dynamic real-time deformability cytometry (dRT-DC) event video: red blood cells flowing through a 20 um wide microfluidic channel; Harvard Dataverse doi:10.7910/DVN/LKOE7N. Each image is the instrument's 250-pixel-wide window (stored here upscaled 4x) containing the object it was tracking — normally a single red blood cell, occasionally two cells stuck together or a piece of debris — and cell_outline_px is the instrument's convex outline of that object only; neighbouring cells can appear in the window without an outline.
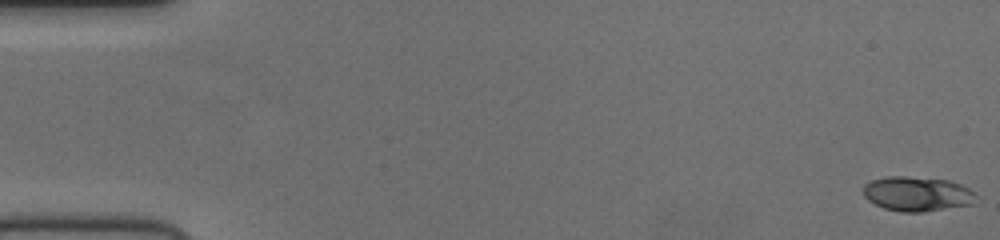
{"species": "human", "species_latin": "Homo sapiens", "temperature_condition": "cold", "stored_images_in_passage": 53, "camera_frame_rate_fps": 3000, "um_per_image_px": 0.085, "donor": {"sex": "female"}, "frame": {"image": 1, "passage_image": 1, "time_ms": 0.0, "image_size_px": [1000, 240], "cell_outline_px": [[976, 204], [920, 212], [900, 212], [884, 208], [868, 200], [864, 196], [864, 184], [872, 180], [888, 176], [908, 176], [948, 180], [960, 184], [968, 188], [976, 196]], "centroid_in_image_um": [77.97, 16.48], "position_along_channel_um": 7.0, "area_um2": 22.77}}
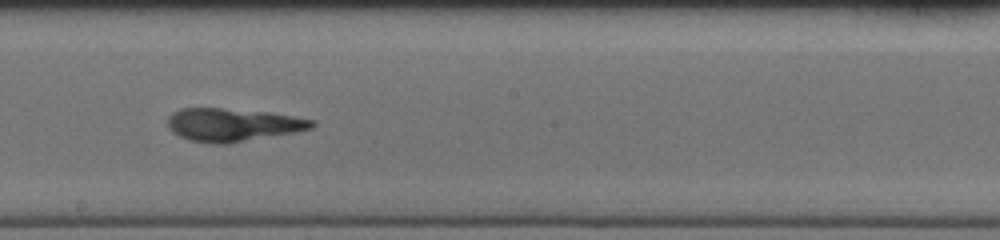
{"frame": {"image": 2, "passage_image": 30, "time_ms": 9.667, "image_size_px": [1000, 240], "cell_outline_px": [[316, 124], [312, 128], [296, 132], [232, 144], [212, 144], [188, 140], [172, 132], [168, 128], [168, 116], [172, 112], [180, 108], [220, 108], [268, 112], [316, 120]], "centroid_in_image_um": [19.78, 10.62], "position_along_channel_um": 228.4, "area_um2": 28.15}}
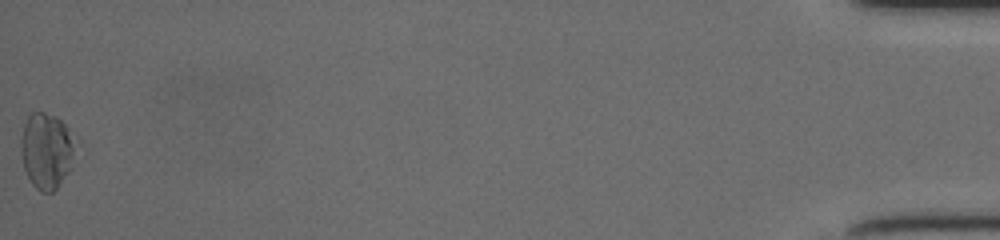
{"frame": {"image": 3, "passage_image": 53, "time_ms": 17.333, "image_size_px": [1000, 240], "cell_outline_px": [[80, 140], [72, 168], [56, 188], [52, 192], [40, 192], [32, 184], [24, 168], [20, 152], [20, 140], [24, 124], [28, 116], [32, 112], [44, 112], [56, 116]], "centroid_in_image_um": [4.01, 12.79], "position_along_channel_um": 431.2, "area_um2": 24.91}}